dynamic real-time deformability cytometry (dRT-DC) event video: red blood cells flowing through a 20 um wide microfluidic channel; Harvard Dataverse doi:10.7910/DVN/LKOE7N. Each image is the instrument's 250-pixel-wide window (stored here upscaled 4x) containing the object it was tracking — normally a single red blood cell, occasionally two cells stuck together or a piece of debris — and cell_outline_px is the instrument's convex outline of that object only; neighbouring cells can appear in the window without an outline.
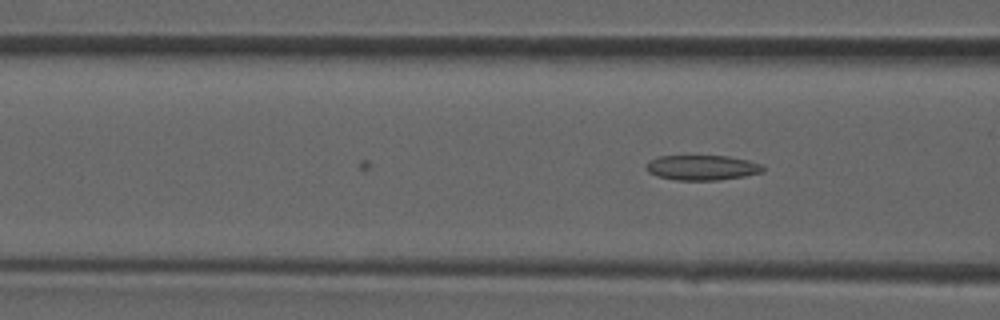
{"species": "common noctule bat (a hibernating species)", "species_latin": "Nyctalus noctula", "temperature_condition": "room temperature", "stored_images_in_passage": 5, "camera_frame_rate_fps": 3000, "um_per_image_px": 0.085, "animal": {"sex": "male", "forearm_length_mm": 52.5}, "frame": {"image": 1, "passage_image": 5, "time_ms": 1.333, "image_size_px": [1000, 320], "cell_outline_px": [[764, 172], [744, 176], [720, 180], [676, 180], [656, 176], [648, 172], [644, 164], [648, 160], [656, 156], [728, 156], [748, 160], [760, 164], [764, 168]], "centroid_in_image_um": [59.63, 14.25], "position_along_channel_um": 107.0, "area_um2": 17.22}}